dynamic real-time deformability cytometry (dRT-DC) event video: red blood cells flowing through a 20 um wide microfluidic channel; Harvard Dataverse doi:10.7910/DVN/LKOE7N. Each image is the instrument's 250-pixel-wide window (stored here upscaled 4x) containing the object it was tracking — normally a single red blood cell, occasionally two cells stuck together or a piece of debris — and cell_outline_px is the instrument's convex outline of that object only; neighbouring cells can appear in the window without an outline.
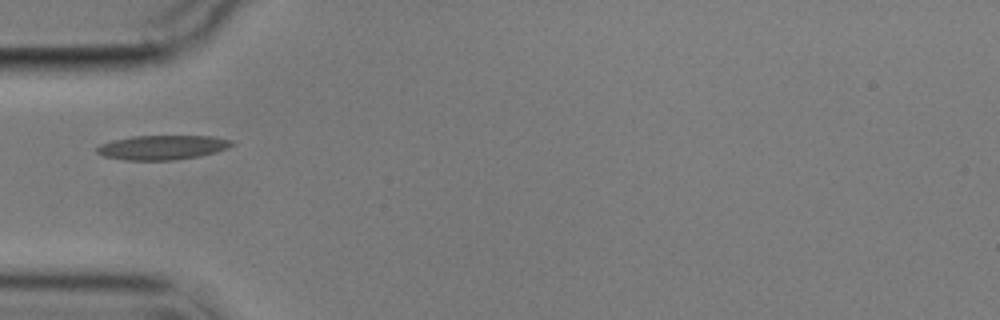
{"species": "common noctule bat (a hibernating species)", "species_latin": "Nyctalus noctula", "temperature_condition": "cold", "stored_images_in_passage": 11, "camera_frame_rate_fps": 3000, "um_per_image_px": 0.085, "animal": {"sex": "male", "body_mass_g": 17.9}, "frame": {"image": 1, "passage_image": 1, "time_ms": 0.0, "image_size_px": [1000, 320], "cell_outline_px": [[236, 144], [228, 148], [216, 152], [200, 156], [172, 160], [124, 160], [104, 156], [96, 152], [96, 148], [100, 144], [112, 140], [132, 136], [216, 136], [232, 140]], "centroid_in_image_um": [13.83, 12.52], "position_along_channel_um": 71.2, "area_um2": 19.36}}
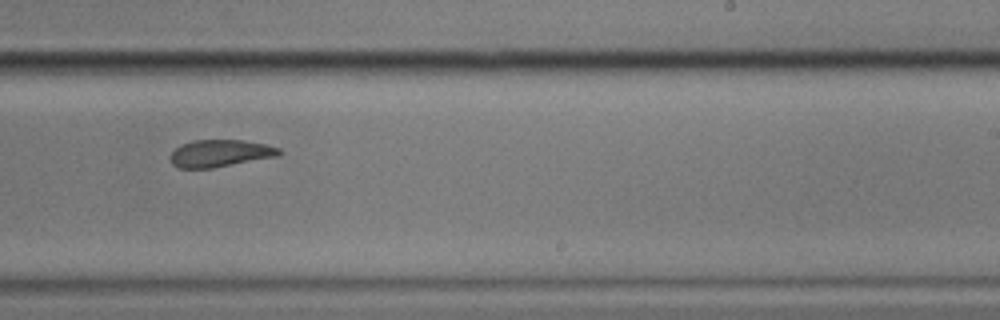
{"frame": {"image": 2, "passage_image": 6, "time_ms": 5.667, "image_size_px": [1000, 320], "cell_outline_px": [[284, 152], [280, 156], [212, 168], [176, 168], [172, 164], [172, 152], [180, 144], [192, 140], [244, 140], [264, 144], [280, 148]], "centroid_in_image_um": [18.75, 13.03], "position_along_channel_um": 270.2, "area_um2": 17.34}}
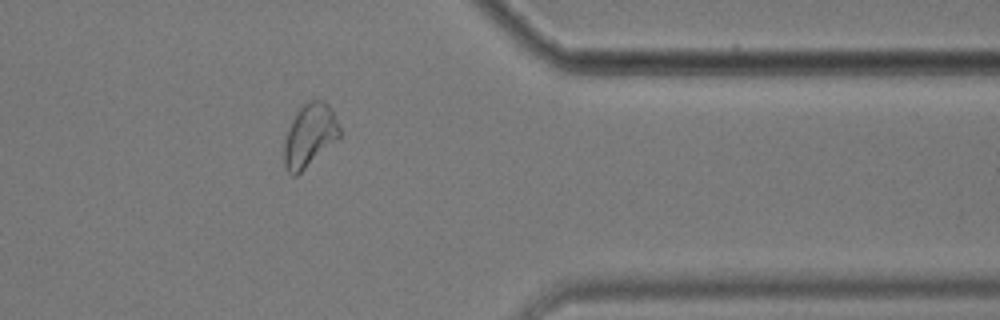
{"frame": {"image": 3, "passage_image": 9, "time_ms": 9.333, "image_size_px": [1000, 320], "cell_outline_px": [[340, 136], [296, 176], [292, 176], [284, 168], [284, 140], [292, 120], [296, 112], [308, 100], [324, 100], [332, 108], [340, 128]], "centroid_in_image_um": [26.3, 11.49], "position_along_channel_um": 385.1, "area_um2": 20.17}, "authors_computed_cell_mechanics": {"area_um2": 18.6116, "velocity_mm_per_s": 3.5224, "shape_relaxation_time_tau1_ms": null, "shape_relaxation_time_tau2_ms": 1.6959, "deformation_change_tau1": null, "deformation_change_tau2": 0.0816}}